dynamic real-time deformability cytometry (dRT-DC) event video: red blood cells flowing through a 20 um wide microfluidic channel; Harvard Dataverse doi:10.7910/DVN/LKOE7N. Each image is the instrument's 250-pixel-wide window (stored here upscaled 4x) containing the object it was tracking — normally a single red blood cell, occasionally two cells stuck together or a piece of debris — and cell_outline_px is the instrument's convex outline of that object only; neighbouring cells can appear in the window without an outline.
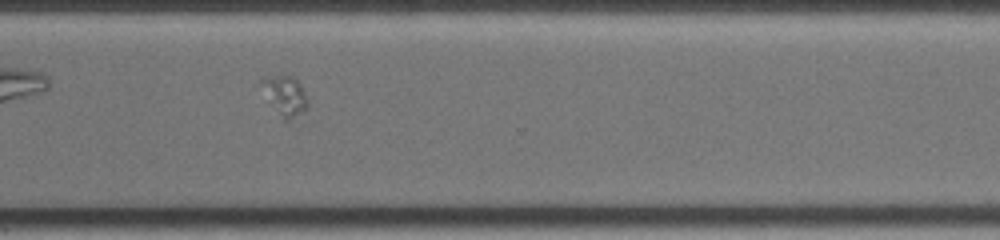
{"species": "common noctule bat (a hibernating species)", "species_latin": "Nyctalus noctula", "temperature_condition": "warm", "stored_images_in_passage": 25, "camera_frame_rate_fps": 3000, "um_per_image_px": 0.085, "animal": {"sex": "female", "body_mass_g": 19.0, "forearm_length_mm": 51.5}, "frame": {"image": 1, "passage_image": 19, "time_ms": 6.0, "image_size_px": [1000, 240], "cell_outline_px": [[308, 108], [288, 124], [284, 124], [260, 84], [260, 80], [264, 76], [280, 72], [284, 72], [292, 76], [300, 84], [308, 100]], "centroid_in_image_um": [24.23, 8.12], "position_along_channel_um": 346.4, "area_um2": 11.27}}
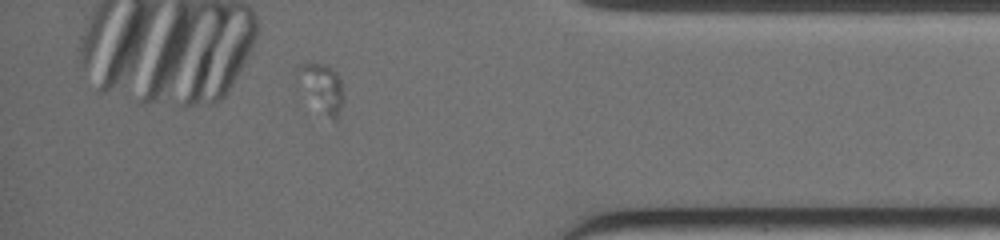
{"frame": {"image": 2, "passage_image": 24, "time_ms": 7.667, "image_size_px": [1000, 240], "cell_outline_px": [[344, 100], [336, 124], [332, 120], [296, 68], [300, 64], [308, 60], [328, 64], [336, 72], [340, 80], [344, 92]], "centroid_in_image_um": [27.55, 7.32], "position_along_channel_um": 407.7, "area_um2": 11.39}}